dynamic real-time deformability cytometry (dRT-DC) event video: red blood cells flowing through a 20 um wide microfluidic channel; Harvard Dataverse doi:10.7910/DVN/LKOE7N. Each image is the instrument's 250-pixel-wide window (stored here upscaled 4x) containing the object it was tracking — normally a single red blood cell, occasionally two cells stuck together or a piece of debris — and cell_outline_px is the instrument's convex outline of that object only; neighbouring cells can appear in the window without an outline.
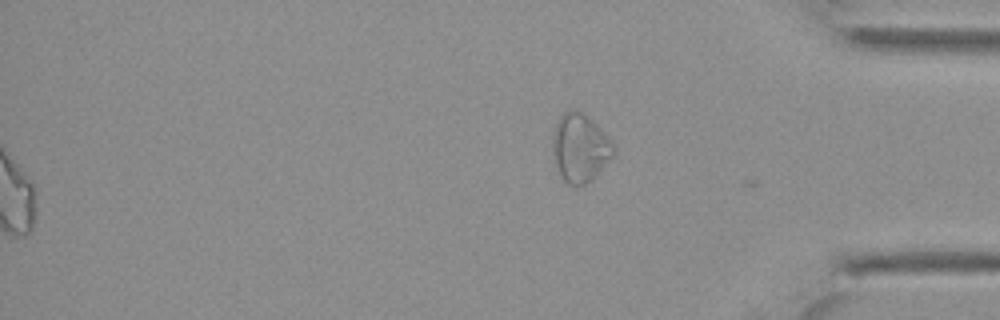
{"species": "Egyptian fruit bat (a non-hibernating species)", "species_latin": "Rousettus aegyptiacus", "temperature_condition": "cold", "stored_images_in_passage": 46, "segment_of_instrument_passage": [2, 2], "camera_frame_rate_fps": 3000, "um_per_image_px": 0.085, "animal": {"sex": "female"}, "frame": {"image": 1, "passage_image": 46, "time_ms": 15.0, "image_size_px": [1000, 320], "cell_outline_px": [[616, 152], [584, 184], [568, 184], [560, 176], [552, 152], [552, 132], [556, 120], [568, 108], [576, 108], [584, 112], [612, 140], [616, 148]], "centroid_in_image_um": [49.26, 12.47], "position_along_channel_um": 385.9, "area_um2": 24.22}}